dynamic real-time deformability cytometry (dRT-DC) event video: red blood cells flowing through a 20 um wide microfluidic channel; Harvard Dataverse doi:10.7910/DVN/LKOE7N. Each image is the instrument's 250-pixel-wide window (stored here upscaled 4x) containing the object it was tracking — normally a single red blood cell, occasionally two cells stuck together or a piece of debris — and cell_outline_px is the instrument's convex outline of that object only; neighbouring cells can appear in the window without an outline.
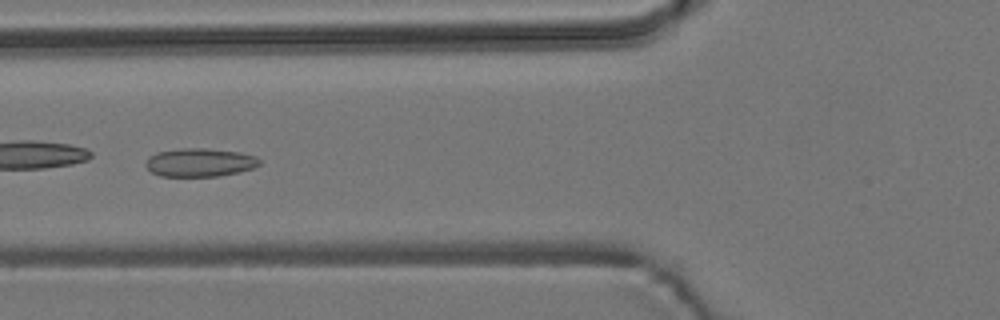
{"species": "common noctule bat (a hibernating species)", "species_latin": "Nyctalus noctula", "temperature_condition": "room temperature", "stored_images_in_passage": 9, "camera_frame_rate_fps": 3000, "um_per_image_px": 0.085, "animal": {"sex": "male", "body_mass_g": 19.2, "forearm_length_mm": 51.8}, "frame": {"image": 1, "passage_image": 6, "time_ms": 6.667, "image_size_px": [1000, 320], "cell_outline_px": [[260, 164], [252, 168], [240, 172], [220, 176], [160, 176], [152, 172], [144, 164], [148, 156], [156, 152], [180, 148], [208, 148], [240, 152], [256, 156], [260, 160]], "centroid_in_image_um": [16.97, 13.8], "position_along_channel_um": 108.8, "area_um2": 19.02}}
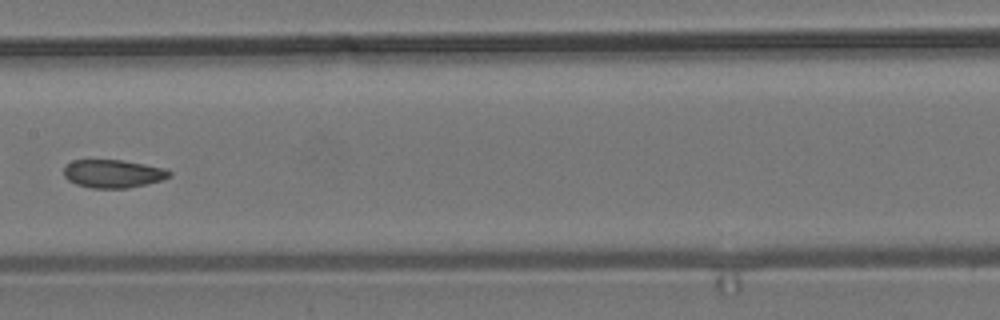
{"frame": {"image": 2, "passage_image": 8, "time_ms": 9.0, "image_size_px": [1000, 320], "cell_outline_px": [[172, 172], [168, 176], [160, 180], [148, 184], [128, 188], [92, 188], [76, 184], [68, 180], [64, 176], [64, 164], [72, 160], [120, 160], [168, 168]], "centroid_in_image_um": [9.59, 14.76], "position_along_channel_um": 197.8, "area_um2": 17.4}}
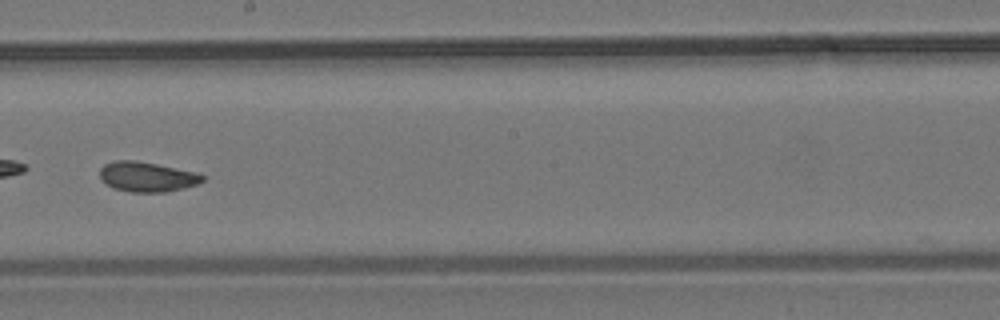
{"frame": {"image": 3, "passage_image": 9, "time_ms": 10.0, "image_size_px": [1000, 320], "cell_outline_px": [[204, 180], [196, 184], [184, 188], [168, 192], [132, 192], [112, 188], [100, 180], [100, 168], [104, 164], [116, 160], [136, 160], [200, 172], [204, 176]], "centroid_in_image_um": [12.5, 15.02], "position_along_channel_um": 235.7, "area_um2": 18.21}}